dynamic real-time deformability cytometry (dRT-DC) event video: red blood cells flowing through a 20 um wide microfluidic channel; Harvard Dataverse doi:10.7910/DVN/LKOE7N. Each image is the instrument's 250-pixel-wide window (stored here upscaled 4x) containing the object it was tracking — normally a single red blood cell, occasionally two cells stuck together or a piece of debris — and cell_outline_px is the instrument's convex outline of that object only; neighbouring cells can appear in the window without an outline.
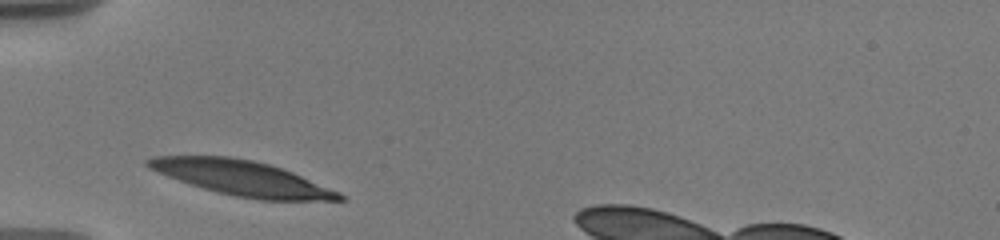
{"species": "human", "species_latin": "Homo sapiens", "temperature_condition": "warm", "stored_images_in_passage": 19, "camera_frame_rate_fps": 3000, "um_per_image_px": 0.085, "donor": {"sex": "male"}, "frame": {"image": 1, "passage_image": 1, "time_ms": 0.0, "image_size_px": [1000, 240], "cell_outline_px": [[344, 200], [260, 200], [236, 196], [204, 188], [156, 172], [148, 168], [144, 164], [144, 160], [152, 156], [228, 156], [252, 160], [268, 164], [292, 172], [340, 192], [344, 196]], "centroid_in_image_um": [20.54, 15.13], "position_along_channel_um": 64.5, "area_um2": 38.38}}
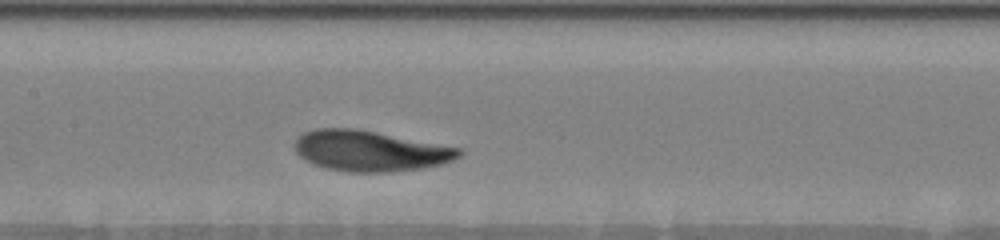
{"frame": {"image": 2, "passage_image": 6, "time_ms": 3.333, "image_size_px": [1000, 240], "cell_outline_px": [[464, 152], [460, 156], [452, 160], [440, 164], [420, 168], [388, 172], [348, 172], [324, 168], [312, 164], [304, 160], [296, 152], [296, 140], [304, 132], [316, 128], [356, 128], [460, 148]], "centroid_in_image_um": [31.43, 12.83], "position_along_channel_um": 176.0, "area_um2": 38.73}}
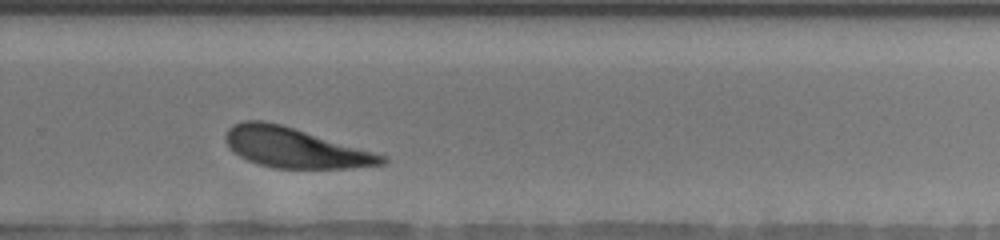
{"frame": {"image": 3, "passage_image": 12, "time_ms": 7.0, "image_size_px": [1000, 240], "cell_outline_px": [[388, 164], [352, 168], [272, 168], [248, 160], [240, 156], [228, 148], [224, 140], [224, 136], [228, 128], [232, 124], [244, 120], [264, 120], [280, 124], [388, 156]], "centroid_in_image_um": [25.05, 12.56], "position_along_channel_um": 304.7, "area_um2": 36.47}, "authors_computed_cell_mechanics": {"area_um2": 38.3792, "velocity_mm_per_s": 3.5245, "shape_relaxation_time_tau1_ms": 2.3108, "shape_relaxation_time_tau2_ms": null, "deformation_change_tau1": 0.1324, "deformation_change_tau2": null}}